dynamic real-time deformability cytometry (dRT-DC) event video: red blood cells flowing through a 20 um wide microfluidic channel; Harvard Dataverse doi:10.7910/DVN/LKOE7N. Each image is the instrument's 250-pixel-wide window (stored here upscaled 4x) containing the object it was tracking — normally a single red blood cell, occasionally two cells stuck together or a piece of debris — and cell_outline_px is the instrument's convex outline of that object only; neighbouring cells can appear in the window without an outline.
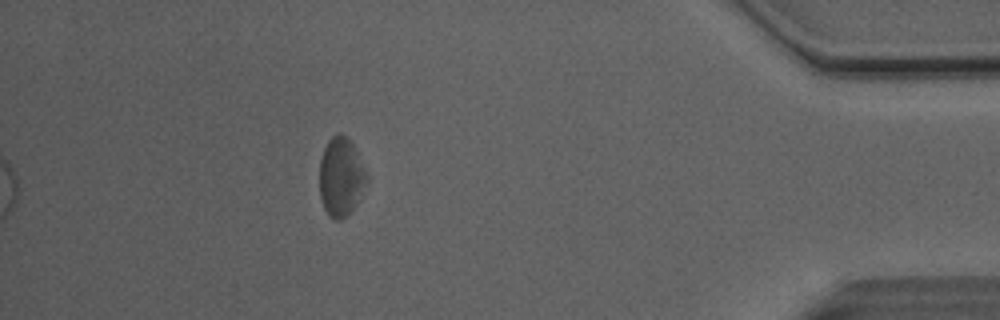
{"species": "Egyptian fruit bat (a non-hibernating species)", "species_latin": "Rousettus aegyptiacus", "temperature_condition": "room temperature", "stored_images_in_passage": 33, "segment_of_instrument_passage": [3, 3], "camera_frame_rate_fps": 3000, "um_per_image_px": 0.085, "animal": {"sex": "male"}, "frame": {"image": 1, "passage_image": 33, "time_ms": 10.667, "image_size_px": [1000, 320], "cell_outline_px": [[368, 180], [356, 204], [348, 216], [340, 220], [336, 220], [328, 216], [320, 200], [320, 160], [324, 148], [328, 140], [332, 136], [340, 132], [348, 136], [368, 176]], "centroid_in_image_um": [28.97, 15.05], "position_along_channel_um": 406.2, "area_um2": 21.73}}